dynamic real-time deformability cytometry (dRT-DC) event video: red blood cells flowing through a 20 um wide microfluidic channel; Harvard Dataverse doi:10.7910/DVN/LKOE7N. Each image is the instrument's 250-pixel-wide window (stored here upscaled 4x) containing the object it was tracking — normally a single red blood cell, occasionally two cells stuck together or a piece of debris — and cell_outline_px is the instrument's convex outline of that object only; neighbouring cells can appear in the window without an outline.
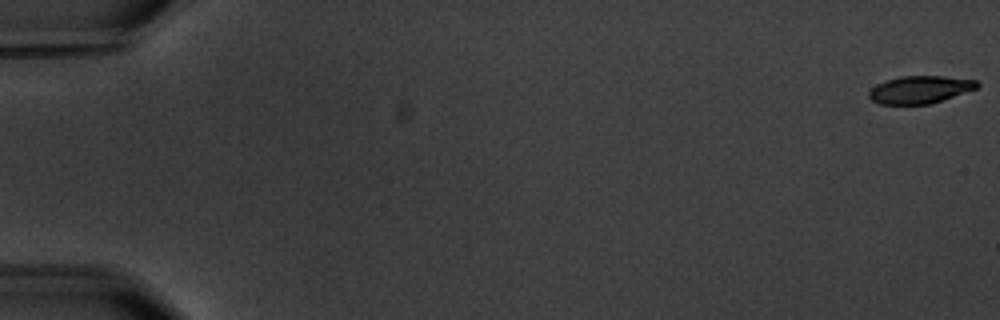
{"species": "common noctule bat (a hibernating species)", "species_latin": "Nyctalus noctula", "temperature_condition": "warm", "stored_images_in_passage": 6, "camera_frame_rate_fps": 3000, "um_per_image_px": 0.085, "animal": {"sex": "male", "body_mass_g": 20.1, "forearm_length_mm": 53.5}, "frame": {"image": 1, "passage_image": 1, "time_ms": 0.0, "image_size_px": [1000, 320], "cell_outline_px": [[980, 84], [976, 88], [928, 104], [880, 104], [872, 100], [868, 96], [868, 92], [876, 84], [900, 76], [944, 76], [976, 80]], "centroid_in_image_um": [78.15, 7.61], "position_along_channel_um": 6.8, "area_um2": 17.05}}
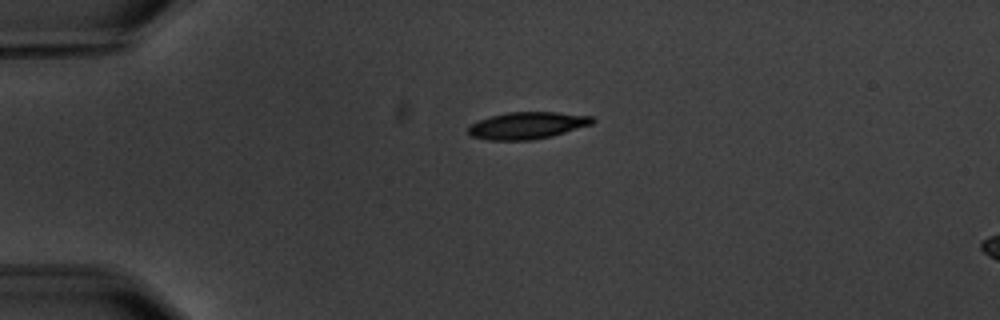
{"frame": {"image": 2, "passage_image": 5, "time_ms": 4.667, "image_size_px": [1000, 320], "cell_outline_px": [[596, 120], [592, 124], [552, 136], [532, 140], [488, 140], [472, 136], [468, 132], [468, 128], [472, 124], [480, 120], [492, 116], [508, 112], [556, 112], [592, 116]], "centroid_in_image_um": [44.84, 10.66], "position_along_channel_um": 40.2, "area_um2": 19.36}}